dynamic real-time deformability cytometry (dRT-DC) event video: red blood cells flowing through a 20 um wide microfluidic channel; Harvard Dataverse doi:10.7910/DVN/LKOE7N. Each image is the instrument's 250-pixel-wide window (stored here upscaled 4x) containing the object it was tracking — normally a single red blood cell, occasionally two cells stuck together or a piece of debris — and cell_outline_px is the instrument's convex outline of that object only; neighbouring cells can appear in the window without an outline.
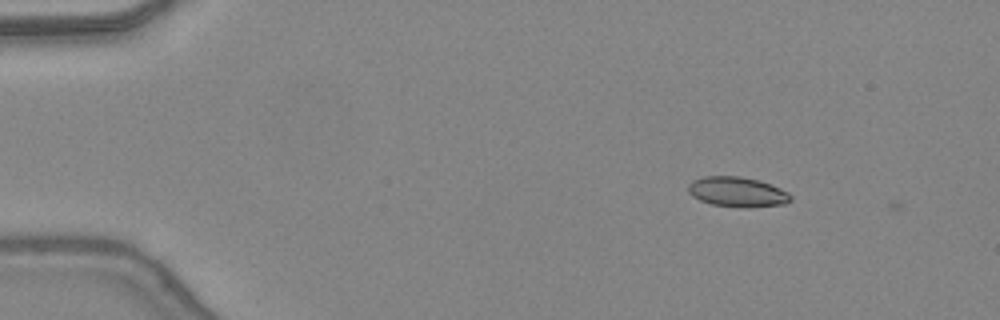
{"species": "common noctule bat (a hibernating species)", "species_latin": "Nyctalus noctula", "temperature_condition": "warm", "stored_images_in_passage": 3, "camera_frame_rate_fps": 3000, "um_per_image_px": 0.085, "animal": {"sex": "female", "body_mass_g": 24.6, "forearm_length_mm": 56.2}, "frame": {"image": 1, "passage_image": 2, "time_ms": 0.333, "image_size_px": [1000, 320], "cell_outline_px": [[792, 200], [784, 204], [748, 208], [744, 208], [712, 204], [700, 200], [692, 196], [688, 192], [688, 184], [692, 180], [704, 176], [740, 176], [760, 180], [780, 188], [788, 192], [792, 196]], "centroid_in_image_um": [62.68, 16.31], "position_along_channel_um": 22.3, "area_um2": 18.09}}